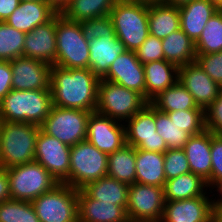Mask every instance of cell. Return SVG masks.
<instances>
[{"instance_id":"30","label":"cell","mask_w":222,"mask_h":222,"mask_svg":"<svg viewBox=\"0 0 222 222\" xmlns=\"http://www.w3.org/2000/svg\"><path fill=\"white\" fill-rule=\"evenodd\" d=\"M162 46L164 60L178 68L196 59L195 43L181 29L162 39Z\"/></svg>"},{"instance_id":"8","label":"cell","mask_w":222,"mask_h":222,"mask_svg":"<svg viewBox=\"0 0 222 222\" xmlns=\"http://www.w3.org/2000/svg\"><path fill=\"white\" fill-rule=\"evenodd\" d=\"M108 155L87 140L70 149L69 180L65 183L77 190L88 183L107 176Z\"/></svg>"},{"instance_id":"15","label":"cell","mask_w":222,"mask_h":222,"mask_svg":"<svg viewBox=\"0 0 222 222\" xmlns=\"http://www.w3.org/2000/svg\"><path fill=\"white\" fill-rule=\"evenodd\" d=\"M12 68V89H50L51 65L40 60L18 57L10 61Z\"/></svg>"},{"instance_id":"36","label":"cell","mask_w":222,"mask_h":222,"mask_svg":"<svg viewBox=\"0 0 222 222\" xmlns=\"http://www.w3.org/2000/svg\"><path fill=\"white\" fill-rule=\"evenodd\" d=\"M25 33L6 22H0V61H11L23 56Z\"/></svg>"},{"instance_id":"17","label":"cell","mask_w":222,"mask_h":222,"mask_svg":"<svg viewBox=\"0 0 222 222\" xmlns=\"http://www.w3.org/2000/svg\"><path fill=\"white\" fill-rule=\"evenodd\" d=\"M102 79L136 91L145 98L144 66L135 51L126 50L120 54Z\"/></svg>"},{"instance_id":"22","label":"cell","mask_w":222,"mask_h":222,"mask_svg":"<svg viewBox=\"0 0 222 222\" xmlns=\"http://www.w3.org/2000/svg\"><path fill=\"white\" fill-rule=\"evenodd\" d=\"M56 13L46 1H21L5 22L26 34L48 22Z\"/></svg>"},{"instance_id":"39","label":"cell","mask_w":222,"mask_h":222,"mask_svg":"<svg viewBox=\"0 0 222 222\" xmlns=\"http://www.w3.org/2000/svg\"><path fill=\"white\" fill-rule=\"evenodd\" d=\"M189 163L183 149H168L164 152V173L166 180L189 173Z\"/></svg>"},{"instance_id":"23","label":"cell","mask_w":222,"mask_h":222,"mask_svg":"<svg viewBox=\"0 0 222 222\" xmlns=\"http://www.w3.org/2000/svg\"><path fill=\"white\" fill-rule=\"evenodd\" d=\"M126 51L125 45L116 35H106L89 41V69L102 79L116 58Z\"/></svg>"},{"instance_id":"32","label":"cell","mask_w":222,"mask_h":222,"mask_svg":"<svg viewBox=\"0 0 222 222\" xmlns=\"http://www.w3.org/2000/svg\"><path fill=\"white\" fill-rule=\"evenodd\" d=\"M150 103L159 111L173 112L176 110L202 109L193 96L178 80L173 86L159 93Z\"/></svg>"},{"instance_id":"4","label":"cell","mask_w":222,"mask_h":222,"mask_svg":"<svg viewBox=\"0 0 222 222\" xmlns=\"http://www.w3.org/2000/svg\"><path fill=\"white\" fill-rule=\"evenodd\" d=\"M149 5L131 0H118L110 11L116 37L126 50L136 51L149 36Z\"/></svg>"},{"instance_id":"19","label":"cell","mask_w":222,"mask_h":222,"mask_svg":"<svg viewBox=\"0 0 222 222\" xmlns=\"http://www.w3.org/2000/svg\"><path fill=\"white\" fill-rule=\"evenodd\" d=\"M56 14L46 23L25 34L23 57L56 65Z\"/></svg>"},{"instance_id":"54","label":"cell","mask_w":222,"mask_h":222,"mask_svg":"<svg viewBox=\"0 0 222 222\" xmlns=\"http://www.w3.org/2000/svg\"><path fill=\"white\" fill-rule=\"evenodd\" d=\"M20 1H45V0H20Z\"/></svg>"},{"instance_id":"11","label":"cell","mask_w":222,"mask_h":222,"mask_svg":"<svg viewBox=\"0 0 222 222\" xmlns=\"http://www.w3.org/2000/svg\"><path fill=\"white\" fill-rule=\"evenodd\" d=\"M164 187L134 183L129 185L126 213L132 222H161Z\"/></svg>"},{"instance_id":"3","label":"cell","mask_w":222,"mask_h":222,"mask_svg":"<svg viewBox=\"0 0 222 222\" xmlns=\"http://www.w3.org/2000/svg\"><path fill=\"white\" fill-rule=\"evenodd\" d=\"M40 130L36 124L1 120L0 167L33 162Z\"/></svg>"},{"instance_id":"31","label":"cell","mask_w":222,"mask_h":222,"mask_svg":"<svg viewBox=\"0 0 222 222\" xmlns=\"http://www.w3.org/2000/svg\"><path fill=\"white\" fill-rule=\"evenodd\" d=\"M136 148L125 145L108 155L107 176L128 185L136 183Z\"/></svg>"},{"instance_id":"45","label":"cell","mask_w":222,"mask_h":222,"mask_svg":"<svg viewBox=\"0 0 222 222\" xmlns=\"http://www.w3.org/2000/svg\"><path fill=\"white\" fill-rule=\"evenodd\" d=\"M12 90L10 61H0V102Z\"/></svg>"},{"instance_id":"26","label":"cell","mask_w":222,"mask_h":222,"mask_svg":"<svg viewBox=\"0 0 222 222\" xmlns=\"http://www.w3.org/2000/svg\"><path fill=\"white\" fill-rule=\"evenodd\" d=\"M136 182L164 187V153L136 148Z\"/></svg>"},{"instance_id":"37","label":"cell","mask_w":222,"mask_h":222,"mask_svg":"<svg viewBox=\"0 0 222 222\" xmlns=\"http://www.w3.org/2000/svg\"><path fill=\"white\" fill-rule=\"evenodd\" d=\"M0 222H40L30 201L9 199L0 203Z\"/></svg>"},{"instance_id":"14","label":"cell","mask_w":222,"mask_h":222,"mask_svg":"<svg viewBox=\"0 0 222 222\" xmlns=\"http://www.w3.org/2000/svg\"><path fill=\"white\" fill-rule=\"evenodd\" d=\"M70 149V146L59 139L40 130L34 161L44 166L59 183H66L69 180Z\"/></svg>"},{"instance_id":"25","label":"cell","mask_w":222,"mask_h":222,"mask_svg":"<svg viewBox=\"0 0 222 222\" xmlns=\"http://www.w3.org/2000/svg\"><path fill=\"white\" fill-rule=\"evenodd\" d=\"M143 66L145 99L148 102L178 81L179 68L166 60L152 61Z\"/></svg>"},{"instance_id":"40","label":"cell","mask_w":222,"mask_h":222,"mask_svg":"<svg viewBox=\"0 0 222 222\" xmlns=\"http://www.w3.org/2000/svg\"><path fill=\"white\" fill-rule=\"evenodd\" d=\"M80 25L83 36L87 41L105 37L106 35H116L110 16L87 19L81 21Z\"/></svg>"},{"instance_id":"55","label":"cell","mask_w":222,"mask_h":222,"mask_svg":"<svg viewBox=\"0 0 222 222\" xmlns=\"http://www.w3.org/2000/svg\"><path fill=\"white\" fill-rule=\"evenodd\" d=\"M0 139H1V120H0Z\"/></svg>"},{"instance_id":"12","label":"cell","mask_w":222,"mask_h":222,"mask_svg":"<svg viewBox=\"0 0 222 222\" xmlns=\"http://www.w3.org/2000/svg\"><path fill=\"white\" fill-rule=\"evenodd\" d=\"M125 123L127 145L160 153L168 150L167 143L156 132L155 107L150 102Z\"/></svg>"},{"instance_id":"43","label":"cell","mask_w":222,"mask_h":222,"mask_svg":"<svg viewBox=\"0 0 222 222\" xmlns=\"http://www.w3.org/2000/svg\"><path fill=\"white\" fill-rule=\"evenodd\" d=\"M205 129L212 134L222 135V90L212 104L204 110Z\"/></svg>"},{"instance_id":"29","label":"cell","mask_w":222,"mask_h":222,"mask_svg":"<svg viewBox=\"0 0 222 222\" xmlns=\"http://www.w3.org/2000/svg\"><path fill=\"white\" fill-rule=\"evenodd\" d=\"M82 189L95 200L127 207L129 185L109 176L90 182Z\"/></svg>"},{"instance_id":"18","label":"cell","mask_w":222,"mask_h":222,"mask_svg":"<svg viewBox=\"0 0 222 222\" xmlns=\"http://www.w3.org/2000/svg\"><path fill=\"white\" fill-rule=\"evenodd\" d=\"M178 80L203 110L212 104L222 90V87L214 82L196 61L179 67Z\"/></svg>"},{"instance_id":"28","label":"cell","mask_w":222,"mask_h":222,"mask_svg":"<svg viewBox=\"0 0 222 222\" xmlns=\"http://www.w3.org/2000/svg\"><path fill=\"white\" fill-rule=\"evenodd\" d=\"M206 181L192 172L166 180L164 185L165 201L189 199L209 193ZM208 191V192H207Z\"/></svg>"},{"instance_id":"35","label":"cell","mask_w":222,"mask_h":222,"mask_svg":"<svg viewBox=\"0 0 222 222\" xmlns=\"http://www.w3.org/2000/svg\"><path fill=\"white\" fill-rule=\"evenodd\" d=\"M156 132L167 143L168 149H183L191 135L181 130L174 121H171L168 114L155 108Z\"/></svg>"},{"instance_id":"2","label":"cell","mask_w":222,"mask_h":222,"mask_svg":"<svg viewBox=\"0 0 222 222\" xmlns=\"http://www.w3.org/2000/svg\"><path fill=\"white\" fill-rule=\"evenodd\" d=\"M52 107L50 89H12L0 102V120L40 126Z\"/></svg>"},{"instance_id":"47","label":"cell","mask_w":222,"mask_h":222,"mask_svg":"<svg viewBox=\"0 0 222 222\" xmlns=\"http://www.w3.org/2000/svg\"><path fill=\"white\" fill-rule=\"evenodd\" d=\"M11 199L9 180L5 168L0 167V203Z\"/></svg>"},{"instance_id":"38","label":"cell","mask_w":222,"mask_h":222,"mask_svg":"<svg viewBox=\"0 0 222 222\" xmlns=\"http://www.w3.org/2000/svg\"><path fill=\"white\" fill-rule=\"evenodd\" d=\"M165 113L181 130L188 132L191 136L200 134L205 130L203 109L176 110Z\"/></svg>"},{"instance_id":"42","label":"cell","mask_w":222,"mask_h":222,"mask_svg":"<svg viewBox=\"0 0 222 222\" xmlns=\"http://www.w3.org/2000/svg\"><path fill=\"white\" fill-rule=\"evenodd\" d=\"M135 53L136 57L142 64L164 60L162 39H158L149 34L144 43L135 51Z\"/></svg>"},{"instance_id":"49","label":"cell","mask_w":222,"mask_h":222,"mask_svg":"<svg viewBox=\"0 0 222 222\" xmlns=\"http://www.w3.org/2000/svg\"><path fill=\"white\" fill-rule=\"evenodd\" d=\"M211 188V191L216 188V195L218 194L216 196L218 199L215 197V194L212 195L214 204H222V178H220Z\"/></svg>"},{"instance_id":"51","label":"cell","mask_w":222,"mask_h":222,"mask_svg":"<svg viewBox=\"0 0 222 222\" xmlns=\"http://www.w3.org/2000/svg\"><path fill=\"white\" fill-rule=\"evenodd\" d=\"M191 1L192 0H164V3L174 6V7H180V6L187 4Z\"/></svg>"},{"instance_id":"13","label":"cell","mask_w":222,"mask_h":222,"mask_svg":"<svg viewBox=\"0 0 222 222\" xmlns=\"http://www.w3.org/2000/svg\"><path fill=\"white\" fill-rule=\"evenodd\" d=\"M99 151L109 155L126 145L125 123L92 112L87 122L86 139Z\"/></svg>"},{"instance_id":"10","label":"cell","mask_w":222,"mask_h":222,"mask_svg":"<svg viewBox=\"0 0 222 222\" xmlns=\"http://www.w3.org/2000/svg\"><path fill=\"white\" fill-rule=\"evenodd\" d=\"M91 113L86 110L52 106L40 129L71 147L86 139L87 122Z\"/></svg>"},{"instance_id":"20","label":"cell","mask_w":222,"mask_h":222,"mask_svg":"<svg viewBox=\"0 0 222 222\" xmlns=\"http://www.w3.org/2000/svg\"><path fill=\"white\" fill-rule=\"evenodd\" d=\"M123 206L95 200L83 189L78 190V222H127Z\"/></svg>"},{"instance_id":"16","label":"cell","mask_w":222,"mask_h":222,"mask_svg":"<svg viewBox=\"0 0 222 222\" xmlns=\"http://www.w3.org/2000/svg\"><path fill=\"white\" fill-rule=\"evenodd\" d=\"M209 191L204 196L165 201L161 222H211L214 202Z\"/></svg>"},{"instance_id":"34","label":"cell","mask_w":222,"mask_h":222,"mask_svg":"<svg viewBox=\"0 0 222 222\" xmlns=\"http://www.w3.org/2000/svg\"><path fill=\"white\" fill-rule=\"evenodd\" d=\"M196 54H212L222 51V10L212 16L195 42Z\"/></svg>"},{"instance_id":"41","label":"cell","mask_w":222,"mask_h":222,"mask_svg":"<svg viewBox=\"0 0 222 222\" xmlns=\"http://www.w3.org/2000/svg\"><path fill=\"white\" fill-rule=\"evenodd\" d=\"M195 61L214 82L222 87V51L197 54Z\"/></svg>"},{"instance_id":"24","label":"cell","mask_w":222,"mask_h":222,"mask_svg":"<svg viewBox=\"0 0 222 222\" xmlns=\"http://www.w3.org/2000/svg\"><path fill=\"white\" fill-rule=\"evenodd\" d=\"M179 8L180 29L195 43L208 20L219 10L209 0H192Z\"/></svg>"},{"instance_id":"48","label":"cell","mask_w":222,"mask_h":222,"mask_svg":"<svg viewBox=\"0 0 222 222\" xmlns=\"http://www.w3.org/2000/svg\"><path fill=\"white\" fill-rule=\"evenodd\" d=\"M57 13H61L70 0H45Z\"/></svg>"},{"instance_id":"46","label":"cell","mask_w":222,"mask_h":222,"mask_svg":"<svg viewBox=\"0 0 222 222\" xmlns=\"http://www.w3.org/2000/svg\"><path fill=\"white\" fill-rule=\"evenodd\" d=\"M20 0H0V22H5L18 8Z\"/></svg>"},{"instance_id":"5","label":"cell","mask_w":222,"mask_h":222,"mask_svg":"<svg viewBox=\"0 0 222 222\" xmlns=\"http://www.w3.org/2000/svg\"><path fill=\"white\" fill-rule=\"evenodd\" d=\"M56 66L64 69L89 68V41L85 39L80 22L56 13Z\"/></svg>"},{"instance_id":"53","label":"cell","mask_w":222,"mask_h":222,"mask_svg":"<svg viewBox=\"0 0 222 222\" xmlns=\"http://www.w3.org/2000/svg\"><path fill=\"white\" fill-rule=\"evenodd\" d=\"M213 5H215L219 10H222V0H209Z\"/></svg>"},{"instance_id":"7","label":"cell","mask_w":222,"mask_h":222,"mask_svg":"<svg viewBox=\"0 0 222 222\" xmlns=\"http://www.w3.org/2000/svg\"><path fill=\"white\" fill-rule=\"evenodd\" d=\"M148 101L136 91L100 79L95 111L124 123L139 112Z\"/></svg>"},{"instance_id":"52","label":"cell","mask_w":222,"mask_h":222,"mask_svg":"<svg viewBox=\"0 0 222 222\" xmlns=\"http://www.w3.org/2000/svg\"><path fill=\"white\" fill-rule=\"evenodd\" d=\"M131 1L139 2V3H144V4H147V5L164 3V0H131Z\"/></svg>"},{"instance_id":"9","label":"cell","mask_w":222,"mask_h":222,"mask_svg":"<svg viewBox=\"0 0 222 222\" xmlns=\"http://www.w3.org/2000/svg\"><path fill=\"white\" fill-rule=\"evenodd\" d=\"M40 222H78V190L59 183L32 201Z\"/></svg>"},{"instance_id":"1","label":"cell","mask_w":222,"mask_h":222,"mask_svg":"<svg viewBox=\"0 0 222 222\" xmlns=\"http://www.w3.org/2000/svg\"><path fill=\"white\" fill-rule=\"evenodd\" d=\"M100 79L89 69L53 65L50 73L52 106L95 112Z\"/></svg>"},{"instance_id":"33","label":"cell","mask_w":222,"mask_h":222,"mask_svg":"<svg viewBox=\"0 0 222 222\" xmlns=\"http://www.w3.org/2000/svg\"><path fill=\"white\" fill-rule=\"evenodd\" d=\"M118 0H70L60 13L65 18L81 22L87 19L109 16Z\"/></svg>"},{"instance_id":"6","label":"cell","mask_w":222,"mask_h":222,"mask_svg":"<svg viewBox=\"0 0 222 222\" xmlns=\"http://www.w3.org/2000/svg\"><path fill=\"white\" fill-rule=\"evenodd\" d=\"M11 199L32 202L59 181L36 161L6 168Z\"/></svg>"},{"instance_id":"44","label":"cell","mask_w":222,"mask_h":222,"mask_svg":"<svg viewBox=\"0 0 222 222\" xmlns=\"http://www.w3.org/2000/svg\"><path fill=\"white\" fill-rule=\"evenodd\" d=\"M211 187L222 178V135L211 133Z\"/></svg>"},{"instance_id":"27","label":"cell","mask_w":222,"mask_h":222,"mask_svg":"<svg viewBox=\"0 0 222 222\" xmlns=\"http://www.w3.org/2000/svg\"><path fill=\"white\" fill-rule=\"evenodd\" d=\"M179 8L166 3L150 4L148 11L149 34L158 39L168 37L180 29Z\"/></svg>"},{"instance_id":"50","label":"cell","mask_w":222,"mask_h":222,"mask_svg":"<svg viewBox=\"0 0 222 222\" xmlns=\"http://www.w3.org/2000/svg\"><path fill=\"white\" fill-rule=\"evenodd\" d=\"M211 222H222V204H214L211 212Z\"/></svg>"},{"instance_id":"21","label":"cell","mask_w":222,"mask_h":222,"mask_svg":"<svg viewBox=\"0 0 222 222\" xmlns=\"http://www.w3.org/2000/svg\"><path fill=\"white\" fill-rule=\"evenodd\" d=\"M183 150L188 159L190 171L199 175L211 189V132L206 129L197 135H192L184 145Z\"/></svg>"}]
</instances>
